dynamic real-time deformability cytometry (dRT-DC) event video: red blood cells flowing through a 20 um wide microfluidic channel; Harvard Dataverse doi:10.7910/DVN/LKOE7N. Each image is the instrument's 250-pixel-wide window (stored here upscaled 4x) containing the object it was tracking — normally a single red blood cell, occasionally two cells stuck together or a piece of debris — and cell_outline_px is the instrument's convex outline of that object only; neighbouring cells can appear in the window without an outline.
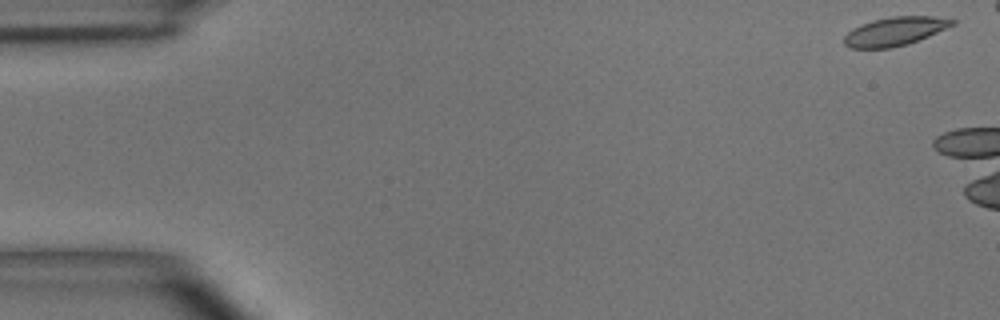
{"species": "common noctule bat (a hibernating species)", "species_latin": "Nyctalus noctula", "temperature_condition": "room temperature", "stored_images_in_passage": 3, "camera_frame_rate_fps": 3000, "um_per_image_px": 0.085, "animal": {"sex": "male", "body_mass_g": 15.6}, "frame": {"image": 1, "passage_image": 1, "time_ms": 0.0, "image_size_px": [1000, 320], "cell_outline_px": [[956, 24], [928, 36], [908, 44], [888, 48], [848, 48], [844, 44], [844, 36], [852, 28], [860, 24], [872, 20], [892, 16], [932, 16], [956, 20]], "centroid_in_image_um": [76.04, 2.66], "position_along_channel_um": 9.0, "area_um2": 18.09}}